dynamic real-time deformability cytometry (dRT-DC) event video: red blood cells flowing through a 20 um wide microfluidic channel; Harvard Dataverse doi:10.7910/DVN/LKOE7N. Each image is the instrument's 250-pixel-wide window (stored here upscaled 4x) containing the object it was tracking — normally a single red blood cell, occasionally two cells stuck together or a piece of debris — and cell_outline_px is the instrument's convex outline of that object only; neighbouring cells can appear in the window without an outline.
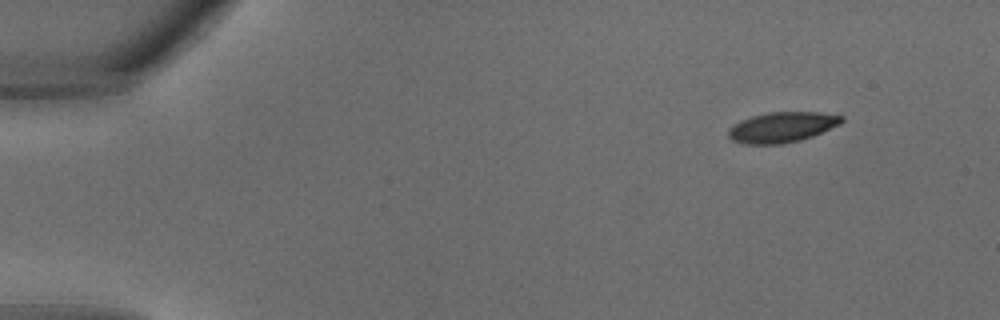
{"species": "common noctule bat (a hibernating species)", "species_latin": "Nyctalus noctula", "temperature_condition": "warm", "stored_images_in_passage": 31, "camera_frame_rate_fps": 3000, "um_per_image_px": 0.085, "animal": {"sex": "male", "body_mass_g": 18.8}, "frame": {"image": 1, "passage_image": 1, "time_ms": 0.0, "image_size_px": [1000, 320], "cell_outline_px": [[844, 120], [840, 124], [812, 136], [800, 140], [780, 144], [744, 144], [732, 140], [728, 136], [728, 128], [732, 124], [740, 120], [752, 116], [768, 112], [816, 112], [844, 116]], "centroid_in_image_um": [66.43, 10.81], "position_along_channel_um": 18.6, "area_um2": 20.06}}
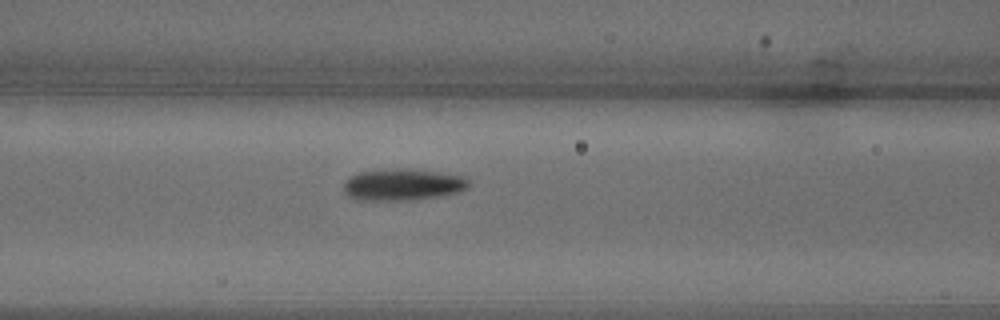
{"frame": {"image": 2, "passage_image": 12, "time_ms": 3.667, "image_size_px": [1000, 320], "cell_outline_px": [[468, 188], [456, 192], [436, 196], [404, 200], [356, 200], [348, 196], [344, 192], [344, 184], [352, 176], [360, 172], [384, 168], [408, 168], [468, 176]], "centroid_in_image_um": [34.22, 15.67], "position_along_channel_um": 132.4, "area_um2": 23.06}}
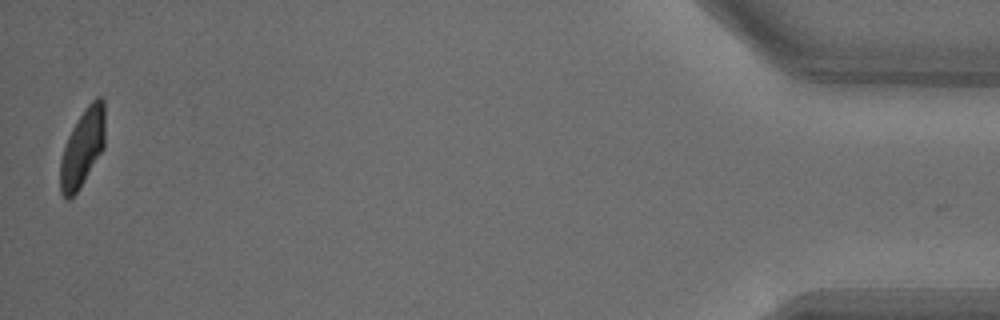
{"frame": {"image": 3, "passage_image": 31, "time_ms": 10.0, "image_size_px": [1000, 320], "cell_outline_px": [[104, 148], [80, 188], [68, 200], [60, 192], [60, 160], [68, 136], [72, 128], [88, 104], [96, 96], [100, 96], [104, 100]], "centroid_in_image_um": [7.02, 12.56], "position_along_channel_um": 428.2, "area_um2": 20.11}}